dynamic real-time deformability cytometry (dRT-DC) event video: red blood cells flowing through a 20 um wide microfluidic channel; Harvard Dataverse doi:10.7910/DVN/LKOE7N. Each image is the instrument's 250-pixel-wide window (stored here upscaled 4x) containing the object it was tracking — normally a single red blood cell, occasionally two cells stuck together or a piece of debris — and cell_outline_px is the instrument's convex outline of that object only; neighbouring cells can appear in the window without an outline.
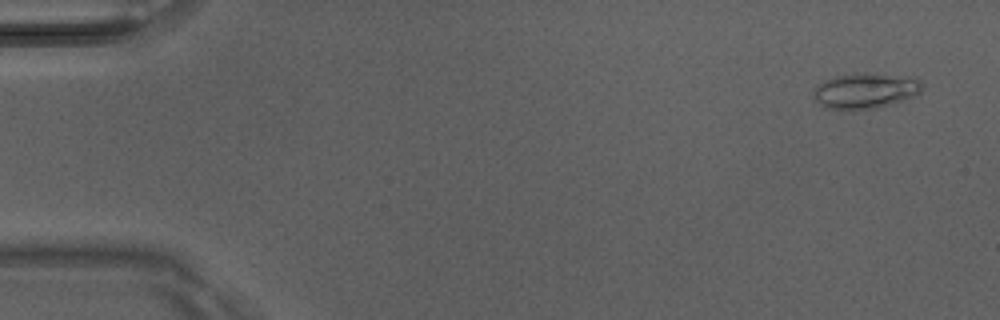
{"species": "Egyptian fruit bat (a non-hibernating species)", "species_latin": "Rousettus aegyptiacus", "temperature_condition": "room temperature", "stored_images_in_passage": 6, "camera_frame_rate_fps": 3000, "um_per_image_px": 0.085, "animal": {"sex": "male"}, "frame": {"image": 1, "passage_image": 1, "time_ms": 0.0, "image_size_px": [1000, 320], "cell_outline_px": [[920, 92], [916, 96], [876, 108], [848, 112], [824, 108], [812, 96], [812, 92], [816, 84], [824, 80], [836, 76], [852, 72], [864, 72], [916, 76], [920, 80]], "centroid_in_image_um": [73.5, 7.71], "position_along_channel_um": 11.5, "area_um2": 23.47}}